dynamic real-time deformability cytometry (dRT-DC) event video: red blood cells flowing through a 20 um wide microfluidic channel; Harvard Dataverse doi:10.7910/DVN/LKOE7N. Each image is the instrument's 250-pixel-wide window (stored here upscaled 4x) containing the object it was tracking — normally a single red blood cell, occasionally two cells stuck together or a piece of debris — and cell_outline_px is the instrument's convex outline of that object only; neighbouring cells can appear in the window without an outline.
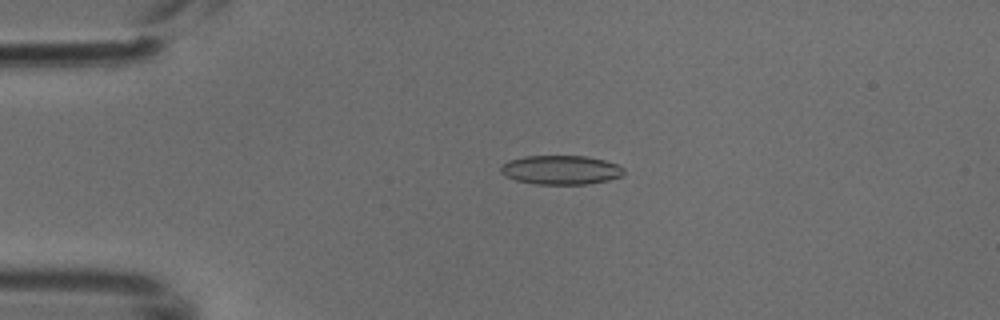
{"species": "common noctule bat (a hibernating species)", "species_latin": "Nyctalus noctula", "temperature_condition": "cold", "stored_images_in_passage": 3, "camera_frame_rate_fps": 3000, "um_per_image_px": 0.085, "animal": {"sex": "male", "body_mass_g": 18.8}, "frame": {"image": 1, "passage_image": 2, "time_ms": 0.333, "image_size_px": [1000, 320], "cell_outline_px": [[624, 172], [620, 176], [608, 180], [588, 184], [536, 184], [516, 180], [500, 172], [500, 168], [508, 160], [524, 156], [588, 156], [604, 160], [616, 164], [624, 168]], "centroid_in_image_um": [47.68, 14.44], "position_along_channel_um": 37.3, "area_um2": 20.75}}